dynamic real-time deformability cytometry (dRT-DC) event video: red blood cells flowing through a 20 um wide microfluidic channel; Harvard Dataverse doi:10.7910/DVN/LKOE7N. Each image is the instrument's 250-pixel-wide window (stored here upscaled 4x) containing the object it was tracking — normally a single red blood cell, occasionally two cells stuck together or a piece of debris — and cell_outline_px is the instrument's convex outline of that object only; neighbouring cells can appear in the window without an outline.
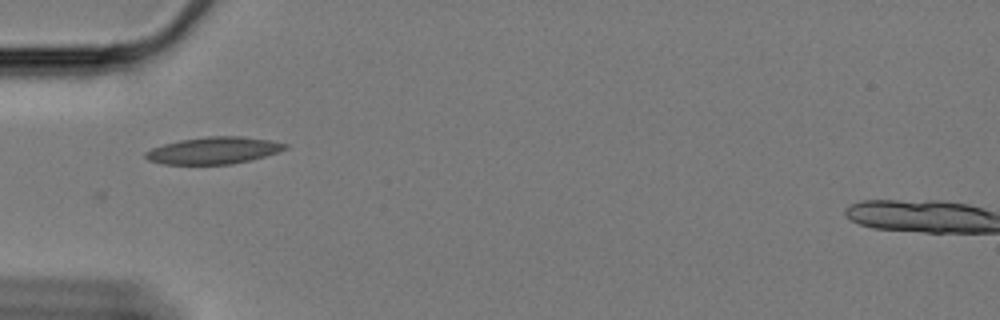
{"species": "Egyptian fruit bat (a non-hibernating species)", "species_latin": "Rousettus aegyptiacus", "temperature_condition": "cold", "stored_images_in_passage": 43, "camera_frame_rate_fps": 3000, "um_per_image_px": 0.085, "animal": {"sex": "female"}, "frame": {"image": 1, "passage_image": 1, "time_ms": 0.0, "image_size_px": [1000, 320], "cell_outline_px": [[288, 148], [280, 152], [232, 164], [160, 164], [148, 160], [144, 156], [144, 152], [152, 148], [164, 144], [180, 140], [204, 136], [240, 136], [272, 140], [288, 144]], "centroid_in_image_um": [18.16, 12.78], "position_along_channel_um": 66.8, "area_um2": 22.02}}
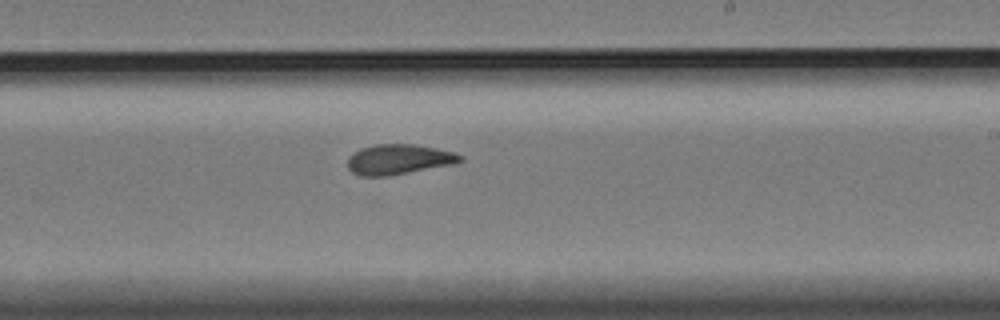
{"frame": {"image": 2, "passage_image": 18, "time_ms": 5.667, "image_size_px": [1000, 320], "cell_outline_px": [[464, 160], [456, 164], [388, 176], [360, 176], [352, 172], [348, 168], [348, 156], [352, 152], [360, 148], [376, 144], [416, 144], [436, 148], [452, 152], [464, 156]], "centroid_in_image_um": [33.9, 13.55], "position_along_channel_um": 255.1, "area_um2": 20.06}}
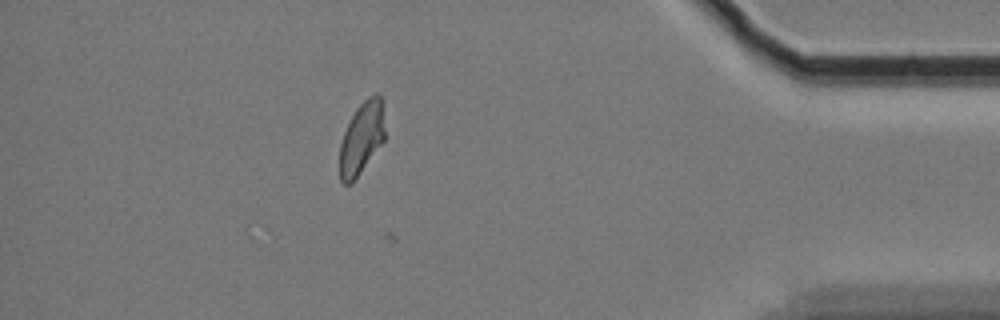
{"frame": {"image": 3, "passage_image": 35, "time_ms": 11.333, "image_size_px": [1000, 320], "cell_outline_px": [[384, 140], [352, 184], [344, 184], [340, 180], [340, 144], [344, 132], [356, 108], [368, 96], [376, 92], [384, 100]], "centroid_in_image_um": [30.76, 11.7], "position_along_channel_um": 404.4, "area_um2": 19.13}, "authors_computed_cell_mechanics": {"area_um2": 19.4786, "velocity_mm_per_s": 3.3307, "shape_relaxation_time_tau1_ms": 9.5193, "shape_relaxation_time_tau2_ms": 2.4161, "deformation_change_tau1": 0.2184, "deformation_change_tau2": 0.0875}}